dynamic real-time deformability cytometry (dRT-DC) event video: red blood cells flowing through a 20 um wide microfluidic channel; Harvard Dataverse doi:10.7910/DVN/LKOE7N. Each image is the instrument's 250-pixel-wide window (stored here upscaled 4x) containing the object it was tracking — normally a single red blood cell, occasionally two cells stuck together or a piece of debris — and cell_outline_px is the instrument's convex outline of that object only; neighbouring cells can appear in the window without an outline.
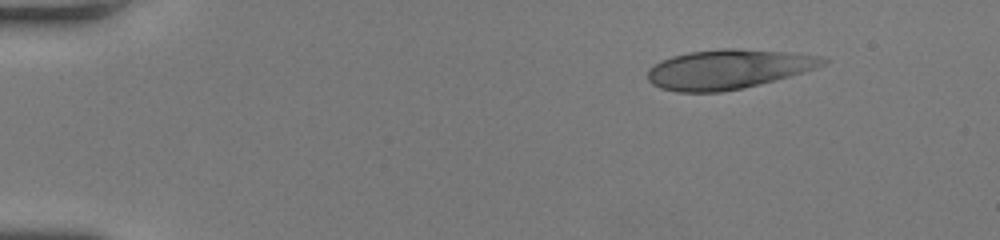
{"species": "human", "species_latin": "Homo sapiens", "temperature_condition": "room temperature", "stored_images_in_passage": 43, "camera_frame_rate_fps": 3000, "um_per_image_px": 0.085, "donor": {"sex": "female"}, "frame": {"image": 1, "passage_image": 1, "time_ms": 0.0, "image_size_px": [1000, 240], "cell_outline_px": [[828, 60], [824, 64], [816, 68], [804, 72], [760, 84], [744, 88], [720, 92], [676, 92], [660, 88], [652, 84], [648, 80], [648, 68], [652, 64], [660, 60], [672, 56], [688, 52], [720, 48], [732, 48], [784, 52], [820, 56]], "centroid_in_image_um": [61.83, 5.89], "position_along_channel_um": 23.2, "area_um2": 40.34}}
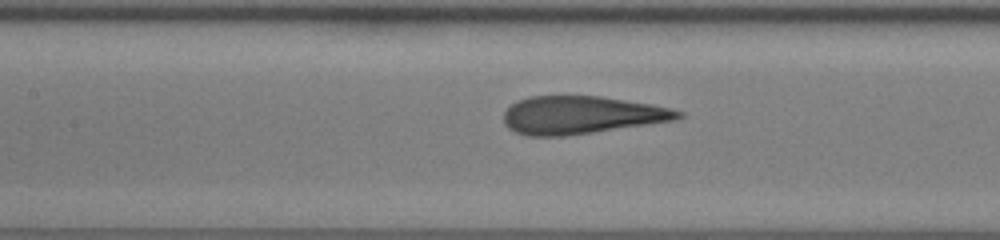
{"frame": {"image": 2, "passage_image": 18, "time_ms": 5.667, "image_size_px": [1000, 240], "cell_outline_px": [[684, 116], [676, 120], [564, 136], [528, 136], [516, 132], [508, 128], [504, 124], [504, 112], [516, 100], [528, 96], [600, 96], [652, 104], [684, 112]], "centroid_in_image_um": [49.39, 9.77], "position_along_channel_um": 158.0, "area_um2": 38.38}}
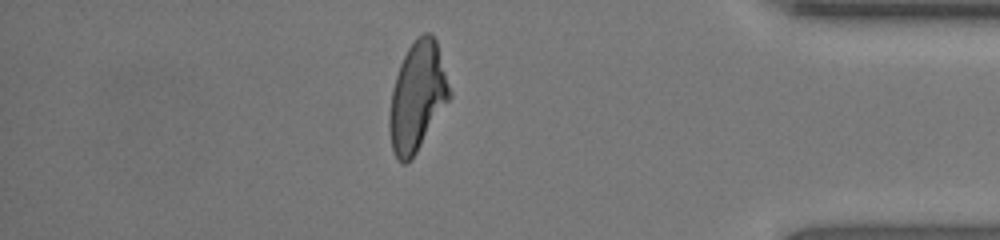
{"frame": {"image": 3, "passage_image": 37, "time_ms": 12.0, "image_size_px": [1000, 240], "cell_outline_px": [[452, 96], [416, 152], [404, 164], [400, 164], [396, 160], [392, 148], [388, 128], [388, 116], [392, 88], [400, 64], [408, 48], [416, 36], [424, 32], [428, 32], [436, 40], [452, 92]], "centroid_in_image_um": [35.46, 8.21], "position_along_channel_um": 399.7, "area_um2": 38.21}, "authors_computed_cell_mechanics": {"area_um2": 39.4196, "velocity_mm_per_s": 4.2815, "shape_relaxation_time_tau1_ms": 4.646, "shape_relaxation_time_tau2_ms": 0.5622, "deformation_change_tau1": 0.2103, "deformation_change_tau2": 0.0771}}